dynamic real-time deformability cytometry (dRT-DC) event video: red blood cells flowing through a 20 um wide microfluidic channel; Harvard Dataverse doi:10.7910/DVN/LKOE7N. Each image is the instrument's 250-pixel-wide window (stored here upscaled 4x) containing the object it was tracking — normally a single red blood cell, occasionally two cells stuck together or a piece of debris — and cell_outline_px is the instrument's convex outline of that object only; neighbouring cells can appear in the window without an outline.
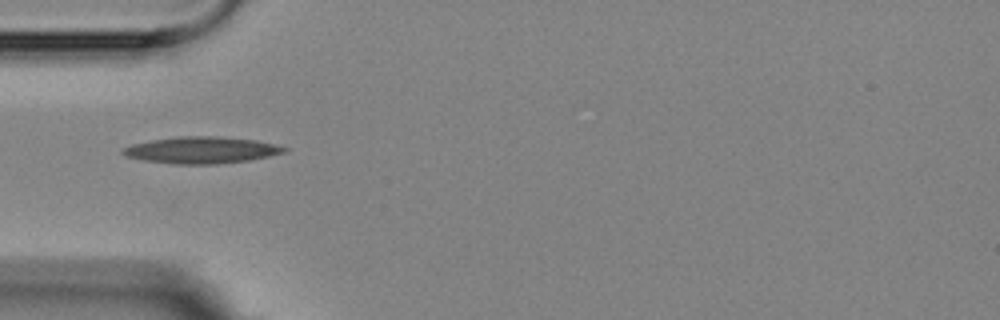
{"species": "Egyptian fruit bat (a non-hibernating species)", "species_latin": "Rousettus aegyptiacus", "temperature_condition": "room temperature", "stored_images_in_passage": 7, "camera_frame_rate_fps": 3000, "um_per_image_px": 0.085, "animal": {"sex": "female"}, "frame": {"image": 1, "passage_image": 1, "time_ms": 0.0, "image_size_px": [1000, 320], "cell_outline_px": [[288, 152], [248, 160], [216, 164], [176, 164], [144, 160], [124, 156], [120, 152], [124, 148], [132, 144], [152, 140], [176, 136], [216, 136], [256, 140], [276, 144], [288, 148]], "centroid_in_image_um": [17.13, 12.75], "position_along_channel_um": 67.9, "area_um2": 25.09}}
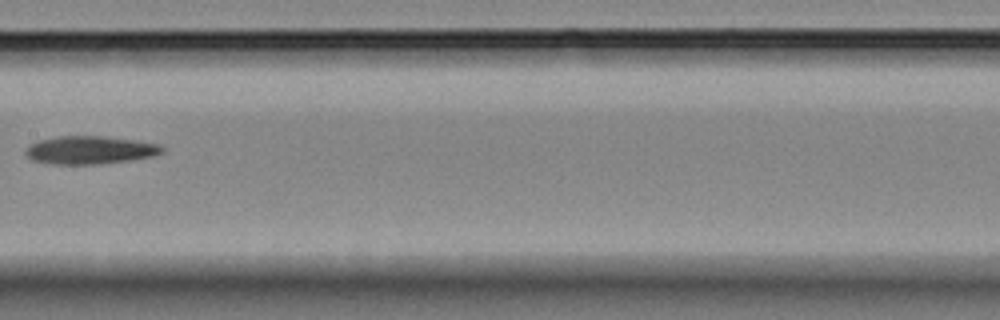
{"frame": {"image": 2, "passage_image": 4, "time_ms": 3.667, "image_size_px": [1000, 320], "cell_outline_px": [[164, 152], [152, 156], [128, 160], [100, 164], [52, 164], [32, 160], [24, 152], [28, 144], [40, 140], [56, 136], [104, 136], [160, 144], [164, 148]], "centroid_in_image_um": [7.62, 12.75], "position_along_channel_um": 199.8, "area_um2": 22.25}}
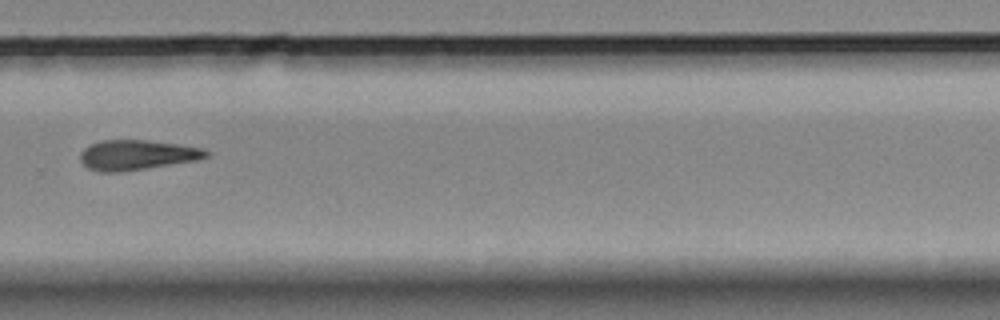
{"frame": {"image": 3, "passage_image": 7, "time_ms": 7.0, "image_size_px": [1000, 320], "cell_outline_px": [[208, 156], [200, 160], [120, 172], [100, 172], [88, 168], [80, 160], [80, 152], [88, 144], [100, 140], [148, 140], [204, 148], [208, 152]], "centroid_in_image_um": [11.62, 13.17], "position_along_channel_um": 318.2, "area_um2": 22.14}}